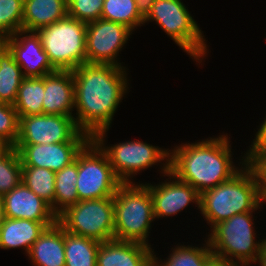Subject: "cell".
<instances>
[{
  "label": "cell",
  "instance_id": "6da1fadb",
  "mask_svg": "<svg viewBox=\"0 0 266 266\" xmlns=\"http://www.w3.org/2000/svg\"><path fill=\"white\" fill-rule=\"evenodd\" d=\"M126 67L82 64L72 70L74 108L78 128L93 138L109 129L119 103L128 89Z\"/></svg>",
  "mask_w": 266,
  "mask_h": 266
},
{
  "label": "cell",
  "instance_id": "7a4b0ae2",
  "mask_svg": "<svg viewBox=\"0 0 266 266\" xmlns=\"http://www.w3.org/2000/svg\"><path fill=\"white\" fill-rule=\"evenodd\" d=\"M227 135L186 143L170 151L169 172L200 194L230 180L241 168L233 165Z\"/></svg>",
  "mask_w": 266,
  "mask_h": 266
},
{
  "label": "cell",
  "instance_id": "3957f363",
  "mask_svg": "<svg viewBox=\"0 0 266 266\" xmlns=\"http://www.w3.org/2000/svg\"><path fill=\"white\" fill-rule=\"evenodd\" d=\"M241 170L230 180L200 194V211L211 228L235 214L260 209L261 195L258 177L247 163L246 154Z\"/></svg>",
  "mask_w": 266,
  "mask_h": 266
},
{
  "label": "cell",
  "instance_id": "277c9868",
  "mask_svg": "<svg viewBox=\"0 0 266 266\" xmlns=\"http://www.w3.org/2000/svg\"><path fill=\"white\" fill-rule=\"evenodd\" d=\"M155 219L150 191L143 183H122L114 195V239L148 244Z\"/></svg>",
  "mask_w": 266,
  "mask_h": 266
},
{
  "label": "cell",
  "instance_id": "5b68a950",
  "mask_svg": "<svg viewBox=\"0 0 266 266\" xmlns=\"http://www.w3.org/2000/svg\"><path fill=\"white\" fill-rule=\"evenodd\" d=\"M186 8L181 0H149L144 4V24L155 20L182 50L199 63L207 53V45L198 24Z\"/></svg>",
  "mask_w": 266,
  "mask_h": 266
},
{
  "label": "cell",
  "instance_id": "8992f818",
  "mask_svg": "<svg viewBox=\"0 0 266 266\" xmlns=\"http://www.w3.org/2000/svg\"><path fill=\"white\" fill-rule=\"evenodd\" d=\"M87 24L68 15L36 32L56 70H74L86 64Z\"/></svg>",
  "mask_w": 266,
  "mask_h": 266
},
{
  "label": "cell",
  "instance_id": "52a82bcc",
  "mask_svg": "<svg viewBox=\"0 0 266 266\" xmlns=\"http://www.w3.org/2000/svg\"><path fill=\"white\" fill-rule=\"evenodd\" d=\"M253 212L255 211L235 214L211 229L208 242L214 256L237 265L240 263V266L255 263L259 241L255 242Z\"/></svg>",
  "mask_w": 266,
  "mask_h": 266
},
{
  "label": "cell",
  "instance_id": "ba28073f",
  "mask_svg": "<svg viewBox=\"0 0 266 266\" xmlns=\"http://www.w3.org/2000/svg\"><path fill=\"white\" fill-rule=\"evenodd\" d=\"M57 222L75 235L99 242L114 239V196L78 201L62 212Z\"/></svg>",
  "mask_w": 266,
  "mask_h": 266
},
{
  "label": "cell",
  "instance_id": "9c48e42d",
  "mask_svg": "<svg viewBox=\"0 0 266 266\" xmlns=\"http://www.w3.org/2000/svg\"><path fill=\"white\" fill-rule=\"evenodd\" d=\"M121 184L107 154L91 139L78 153L79 201L114 196Z\"/></svg>",
  "mask_w": 266,
  "mask_h": 266
},
{
  "label": "cell",
  "instance_id": "30bf717a",
  "mask_svg": "<svg viewBox=\"0 0 266 266\" xmlns=\"http://www.w3.org/2000/svg\"><path fill=\"white\" fill-rule=\"evenodd\" d=\"M107 131L108 129L99 131L92 139L107 154L114 173L122 183H132L131 175L158 162L165 160L166 164H169L170 150L138 140L121 142L114 146L106 147L104 137Z\"/></svg>",
  "mask_w": 266,
  "mask_h": 266
},
{
  "label": "cell",
  "instance_id": "8fae6325",
  "mask_svg": "<svg viewBox=\"0 0 266 266\" xmlns=\"http://www.w3.org/2000/svg\"><path fill=\"white\" fill-rule=\"evenodd\" d=\"M127 26L110 20L98 19L87 24L86 63L117 65L123 67L115 58L132 34Z\"/></svg>",
  "mask_w": 266,
  "mask_h": 266
},
{
  "label": "cell",
  "instance_id": "7c38bea8",
  "mask_svg": "<svg viewBox=\"0 0 266 266\" xmlns=\"http://www.w3.org/2000/svg\"><path fill=\"white\" fill-rule=\"evenodd\" d=\"M74 116L37 114L19 117L16 144H54L71 141L81 130Z\"/></svg>",
  "mask_w": 266,
  "mask_h": 266
},
{
  "label": "cell",
  "instance_id": "4fadbf2b",
  "mask_svg": "<svg viewBox=\"0 0 266 266\" xmlns=\"http://www.w3.org/2000/svg\"><path fill=\"white\" fill-rule=\"evenodd\" d=\"M92 138L80 131L71 141L54 144H15L22 167H41L54 172L62 170Z\"/></svg>",
  "mask_w": 266,
  "mask_h": 266
},
{
  "label": "cell",
  "instance_id": "5bb4252c",
  "mask_svg": "<svg viewBox=\"0 0 266 266\" xmlns=\"http://www.w3.org/2000/svg\"><path fill=\"white\" fill-rule=\"evenodd\" d=\"M161 171L170 181L154 186L145 184L150 191L155 219L176 215L192 202L200 209V193L192 185L174 177L169 172V164L164 163Z\"/></svg>",
  "mask_w": 266,
  "mask_h": 266
},
{
  "label": "cell",
  "instance_id": "9a60e30c",
  "mask_svg": "<svg viewBox=\"0 0 266 266\" xmlns=\"http://www.w3.org/2000/svg\"><path fill=\"white\" fill-rule=\"evenodd\" d=\"M8 48L24 77H43L56 71L49 62L36 31L19 30L10 35Z\"/></svg>",
  "mask_w": 266,
  "mask_h": 266
},
{
  "label": "cell",
  "instance_id": "2e32d148",
  "mask_svg": "<svg viewBox=\"0 0 266 266\" xmlns=\"http://www.w3.org/2000/svg\"><path fill=\"white\" fill-rule=\"evenodd\" d=\"M5 217L36 222H57L50 205L38 197L23 182L4 194Z\"/></svg>",
  "mask_w": 266,
  "mask_h": 266
},
{
  "label": "cell",
  "instance_id": "e0dca14e",
  "mask_svg": "<svg viewBox=\"0 0 266 266\" xmlns=\"http://www.w3.org/2000/svg\"><path fill=\"white\" fill-rule=\"evenodd\" d=\"M43 114L74 116V76L71 70H56L44 76Z\"/></svg>",
  "mask_w": 266,
  "mask_h": 266
},
{
  "label": "cell",
  "instance_id": "ac0fdd59",
  "mask_svg": "<svg viewBox=\"0 0 266 266\" xmlns=\"http://www.w3.org/2000/svg\"><path fill=\"white\" fill-rule=\"evenodd\" d=\"M152 251L141 243L111 239L100 242L96 262L97 266H145Z\"/></svg>",
  "mask_w": 266,
  "mask_h": 266
},
{
  "label": "cell",
  "instance_id": "d6986e66",
  "mask_svg": "<svg viewBox=\"0 0 266 266\" xmlns=\"http://www.w3.org/2000/svg\"><path fill=\"white\" fill-rule=\"evenodd\" d=\"M55 223L5 217L0 224V249L23 247L28 254L31 246L45 229Z\"/></svg>",
  "mask_w": 266,
  "mask_h": 266
},
{
  "label": "cell",
  "instance_id": "ffe728a7",
  "mask_svg": "<svg viewBox=\"0 0 266 266\" xmlns=\"http://www.w3.org/2000/svg\"><path fill=\"white\" fill-rule=\"evenodd\" d=\"M64 228L56 222L34 242L27 256L35 266H65Z\"/></svg>",
  "mask_w": 266,
  "mask_h": 266
},
{
  "label": "cell",
  "instance_id": "44dd1931",
  "mask_svg": "<svg viewBox=\"0 0 266 266\" xmlns=\"http://www.w3.org/2000/svg\"><path fill=\"white\" fill-rule=\"evenodd\" d=\"M67 16V0H24L22 30L37 31Z\"/></svg>",
  "mask_w": 266,
  "mask_h": 266
},
{
  "label": "cell",
  "instance_id": "7402d4cb",
  "mask_svg": "<svg viewBox=\"0 0 266 266\" xmlns=\"http://www.w3.org/2000/svg\"><path fill=\"white\" fill-rule=\"evenodd\" d=\"M77 176L78 154L73 162L55 174L54 203L50 207L57 217L79 201L76 188Z\"/></svg>",
  "mask_w": 266,
  "mask_h": 266
},
{
  "label": "cell",
  "instance_id": "603a6c76",
  "mask_svg": "<svg viewBox=\"0 0 266 266\" xmlns=\"http://www.w3.org/2000/svg\"><path fill=\"white\" fill-rule=\"evenodd\" d=\"M100 242L64 230L65 266H97Z\"/></svg>",
  "mask_w": 266,
  "mask_h": 266
},
{
  "label": "cell",
  "instance_id": "cb8c5ba5",
  "mask_svg": "<svg viewBox=\"0 0 266 266\" xmlns=\"http://www.w3.org/2000/svg\"><path fill=\"white\" fill-rule=\"evenodd\" d=\"M101 18L134 31L137 26L144 25V3L140 0H104Z\"/></svg>",
  "mask_w": 266,
  "mask_h": 266
},
{
  "label": "cell",
  "instance_id": "d4e9b609",
  "mask_svg": "<svg viewBox=\"0 0 266 266\" xmlns=\"http://www.w3.org/2000/svg\"><path fill=\"white\" fill-rule=\"evenodd\" d=\"M44 76L25 77L18 89L13 106L18 117L43 114Z\"/></svg>",
  "mask_w": 266,
  "mask_h": 266
},
{
  "label": "cell",
  "instance_id": "484cf974",
  "mask_svg": "<svg viewBox=\"0 0 266 266\" xmlns=\"http://www.w3.org/2000/svg\"><path fill=\"white\" fill-rule=\"evenodd\" d=\"M24 78L21 67L8 50L0 60V102L13 105Z\"/></svg>",
  "mask_w": 266,
  "mask_h": 266
},
{
  "label": "cell",
  "instance_id": "4316f807",
  "mask_svg": "<svg viewBox=\"0 0 266 266\" xmlns=\"http://www.w3.org/2000/svg\"><path fill=\"white\" fill-rule=\"evenodd\" d=\"M204 247L194 246H177L173 248L168 259L160 264L158 258L152 251L151 259L154 261L156 266H206L208 261L214 256L210 249L208 240Z\"/></svg>",
  "mask_w": 266,
  "mask_h": 266
},
{
  "label": "cell",
  "instance_id": "83f0119b",
  "mask_svg": "<svg viewBox=\"0 0 266 266\" xmlns=\"http://www.w3.org/2000/svg\"><path fill=\"white\" fill-rule=\"evenodd\" d=\"M56 172L41 167H22V182L50 206L54 203Z\"/></svg>",
  "mask_w": 266,
  "mask_h": 266
},
{
  "label": "cell",
  "instance_id": "f1b7e54d",
  "mask_svg": "<svg viewBox=\"0 0 266 266\" xmlns=\"http://www.w3.org/2000/svg\"><path fill=\"white\" fill-rule=\"evenodd\" d=\"M22 182V161L19 152L9 147L0 155V196Z\"/></svg>",
  "mask_w": 266,
  "mask_h": 266
},
{
  "label": "cell",
  "instance_id": "f546056e",
  "mask_svg": "<svg viewBox=\"0 0 266 266\" xmlns=\"http://www.w3.org/2000/svg\"><path fill=\"white\" fill-rule=\"evenodd\" d=\"M24 0H0V29L9 36L22 30Z\"/></svg>",
  "mask_w": 266,
  "mask_h": 266
},
{
  "label": "cell",
  "instance_id": "4dcf8cb0",
  "mask_svg": "<svg viewBox=\"0 0 266 266\" xmlns=\"http://www.w3.org/2000/svg\"><path fill=\"white\" fill-rule=\"evenodd\" d=\"M19 135V117L12 104L0 102V139L14 147Z\"/></svg>",
  "mask_w": 266,
  "mask_h": 266
},
{
  "label": "cell",
  "instance_id": "1f68e13d",
  "mask_svg": "<svg viewBox=\"0 0 266 266\" xmlns=\"http://www.w3.org/2000/svg\"><path fill=\"white\" fill-rule=\"evenodd\" d=\"M104 0H67V15L88 24L101 19Z\"/></svg>",
  "mask_w": 266,
  "mask_h": 266
},
{
  "label": "cell",
  "instance_id": "d6a6232c",
  "mask_svg": "<svg viewBox=\"0 0 266 266\" xmlns=\"http://www.w3.org/2000/svg\"><path fill=\"white\" fill-rule=\"evenodd\" d=\"M246 159L258 177L259 188H266V153L246 154Z\"/></svg>",
  "mask_w": 266,
  "mask_h": 266
},
{
  "label": "cell",
  "instance_id": "836d02e7",
  "mask_svg": "<svg viewBox=\"0 0 266 266\" xmlns=\"http://www.w3.org/2000/svg\"><path fill=\"white\" fill-rule=\"evenodd\" d=\"M253 144L250 145V149L246 154H260L266 153V118L260 124V128L256 133L255 139H253Z\"/></svg>",
  "mask_w": 266,
  "mask_h": 266
},
{
  "label": "cell",
  "instance_id": "e575fe53",
  "mask_svg": "<svg viewBox=\"0 0 266 266\" xmlns=\"http://www.w3.org/2000/svg\"><path fill=\"white\" fill-rule=\"evenodd\" d=\"M206 266H240L234 263H231L225 259L213 256L207 263Z\"/></svg>",
  "mask_w": 266,
  "mask_h": 266
},
{
  "label": "cell",
  "instance_id": "d590c367",
  "mask_svg": "<svg viewBox=\"0 0 266 266\" xmlns=\"http://www.w3.org/2000/svg\"><path fill=\"white\" fill-rule=\"evenodd\" d=\"M8 38L9 35L4 30L0 29V49H9Z\"/></svg>",
  "mask_w": 266,
  "mask_h": 266
},
{
  "label": "cell",
  "instance_id": "8d00e7d4",
  "mask_svg": "<svg viewBox=\"0 0 266 266\" xmlns=\"http://www.w3.org/2000/svg\"><path fill=\"white\" fill-rule=\"evenodd\" d=\"M258 255L266 256V239L259 240Z\"/></svg>",
  "mask_w": 266,
  "mask_h": 266
},
{
  "label": "cell",
  "instance_id": "74e56055",
  "mask_svg": "<svg viewBox=\"0 0 266 266\" xmlns=\"http://www.w3.org/2000/svg\"><path fill=\"white\" fill-rule=\"evenodd\" d=\"M5 219V208H4V200L3 197L0 196V224Z\"/></svg>",
  "mask_w": 266,
  "mask_h": 266
},
{
  "label": "cell",
  "instance_id": "f35d334b",
  "mask_svg": "<svg viewBox=\"0 0 266 266\" xmlns=\"http://www.w3.org/2000/svg\"><path fill=\"white\" fill-rule=\"evenodd\" d=\"M257 261L260 263L261 266H266V256L257 255L255 263Z\"/></svg>",
  "mask_w": 266,
  "mask_h": 266
},
{
  "label": "cell",
  "instance_id": "ab89813d",
  "mask_svg": "<svg viewBox=\"0 0 266 266\" xmlns=\"http://www.w3.org/2000/svg\"><path fill=\"white\" fill-rule=\"evenodd\" d=\"M9 148V146L0 139V155Z\"/></svg>",
  "mask_w": 266,
  "mask_h": 266
},
{
  "label": "cell",
  "instance_id": "60d3db41",
  "mask_svg": "<svg viewBox=\"0 0 266 266\" xmlns=\"http://www.w3.org/2000/svg\"><path fill=\"white\" fill-rule=\"evenodd\" d=\"M260 189V195H261V203L266 202V188H259Z\"/></svg>",
  "mask_w": 266,
  "mask_h": 266
},
{
  "label": "cell",
  "instance_id": "b9f144b4",
  "mask_svg": "<svg viewBox=\"0 0 266 266\" xmlns=\"http://www.w3.org/2000/svg\"><path fill=\"white\" fill-rule=\"evenodd\" d=\"M9 49H0V60L1 57L8 51Z\"/></svg>",
  "mask_w": 266,
  "mask_h": 266
},
{
  "label": "cell",
  "instance_id": "7bdbcfd3",
  "mask_svg": "<svg viewBox=\"0 0 266 266\" xmlns=\"http://www.w3.org/2000/svg\"><path fill=\"white\" fill-rule=\"evenodd\" d=\"M145 266H156L154 261L151 259Z\"/></svg>",
  "mask_w": 266,
  "mask_h": 266
},
{
  "label": "cell",
  "instance_id": "ee69618b",
  "mask_svg": "<svg viewBox=\"0 0 266 266\" xmlns=\"http://www.w3.org/2000/svg\"><path fill=\"white\" fill-rule=\"evenodd\" d=\"M142 3H146V2H148L149 0H140Z\"/></svg>",
  "mask_w": 266,
  "mask_h": 266
}]
</instances>
